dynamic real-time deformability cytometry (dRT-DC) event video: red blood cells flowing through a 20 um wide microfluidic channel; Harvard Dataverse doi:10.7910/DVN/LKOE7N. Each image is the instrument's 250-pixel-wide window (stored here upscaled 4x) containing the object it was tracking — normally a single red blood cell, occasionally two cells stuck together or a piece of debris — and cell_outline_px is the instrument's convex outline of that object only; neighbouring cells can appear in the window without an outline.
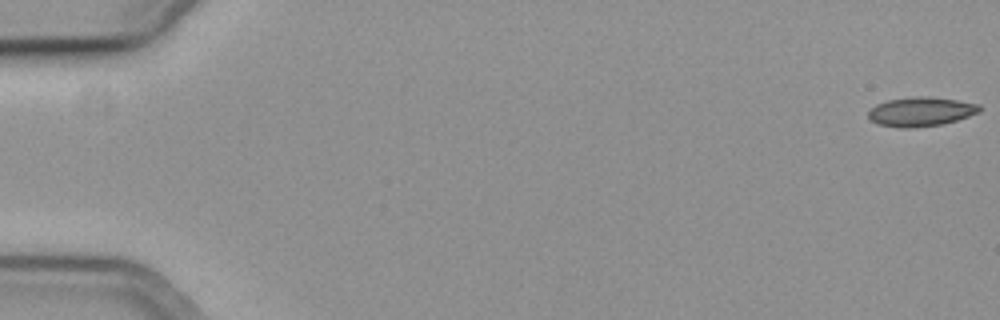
{"species": "common noctule bat (a hibernating species)", "species_latin": "Nyctalus noctula", "temperature_condition": "cold", "stored_images_in_passage": 57, "camera_frame_rate_fps": 3000, "um_per_image_px": 0.085, "animal": {"sex": "female", "body_mass_g": 19.3, "forearm_length_mm": 54.1}, "frame": {"image": 1, "passage_image": 1, "time_ms": 0.0, "image_size_px": [1000, 320], "cell_outline_px": [[980, 112], [944, 124], [912, 128], [900, 128], [880, 124], [872, 120], [868, 116], [868, 112], [876, 104], [888, 100], [916, 96], [924, 96], [956, 100], [980, 104]], "centroid_in_image_um": [78.28, 9.49], "position_along_channel_um": 6.7, "area_um2": 18.79}}
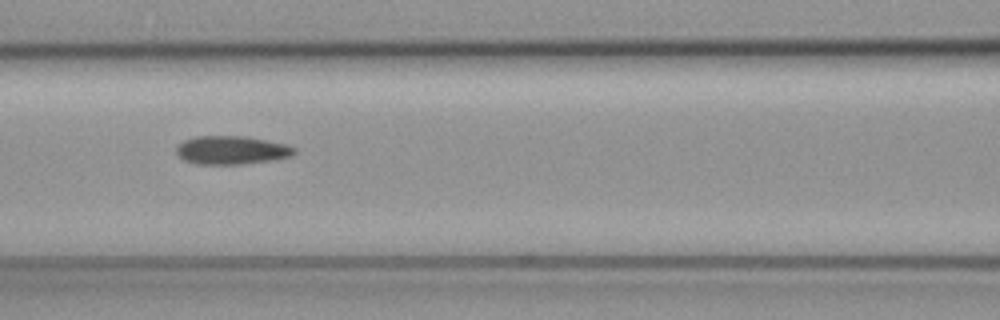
{"frame": {"image": 2, "passage_image": 26, "time_ms": 8.333, "image_size_px": [1000, 320], "cell_outline_px": [[296, 152], [292, 156], [272, 160], [240, 164], [196, 164], [184, 160], [176, 152], [176, 144], [184, 140], [196, 136], [244, 136], [268, 140], [288, 144], [296, 148]], "centroid_in_image_um": [19.69, 12.75], "position_along_channel_um": 146.9, "area_um2": 19.71}}
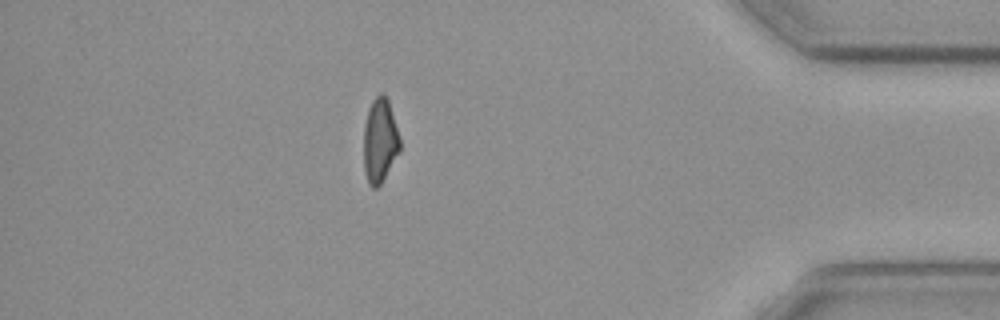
{"frame": {"image": 3, "passage_image": 50, "time_ms": 16.333, "image_size_px": [1000, 320], "cell_outline_px": [[400, 152], [380, 184], [376, 188], [372, 188], [368, 184], [364, 172], [364, 124], [368, 108], [372, 100], [380, 92], [384, 92], [388, 100], [400, 140]], "centroid_in_image_um": [32.27, 11.95], "position_along_channel_um": 402.9, "area_um2": 17.86}}